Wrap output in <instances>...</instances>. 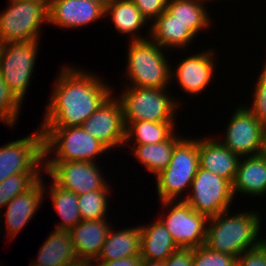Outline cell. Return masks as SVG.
<instances>
[{
	"label": "cell",
	"instance_id": "obj_3",
	"mask_svg": "<svg viewBox=\"0 0 266 266\" xmlns=\"http://www.w3.org/2000/svg\"><path fill=\"white\" fill-rule=\"evenodd\" d=\"M125 77L130 82L126 86L139 88H168L171 68L165 49L150 38L129 42ZM131 83V84H130ZM168 85V86H167Z\"/></svg>",
	"mask_w": 266,
	"mask_h": 266
},
{
	"label": "cell",
	"instance_id": "obj_17",
	"mask_svg": "<svg viewBox=\"0 0 266 266\" xmlns=\"http://www.w3.org/2000/svg\"><path fill=\"white\" fill-rule=\"evenodd\" d=\"M44 179L42 177L26 192L14 197L6 206L0 219L5 216L3 220L6 224V229L9 240L14 239L24 226L33 219L36 215L40 205L43 204L45 198L44 194ZM44 197V198H43Z\"/></svg>",
	"mask_w": 266,
	"mask_h": 266
},
{
	"label": "cell",
	"instance_id": "obj_13",
	"mask_svg": "<svg viewBox=\"0 0 266 266\" xmlns=\"http://www.w3.org/2000/svg\"><path fill=\"white\" fill-rule=\"evenodd\" d=\"M117 97L112 94L81 125L86 132L101 142L109 152L117 149V147H123L126 138L123 108Z\"/></svg>",
	"mask_w": 266,
	"mask_h": 266
},
{
	"label": "cell",
	"instance_id": "obj_22",
	"mask_svg": "<svg viewBox=\"0 0 266 266\" xmlns=\"http://www.w3.org/2000/svg\"><path fill=\"white\" fill-rule=\"evenodd\" d=\"M196 36L166 10L150 26V39L168 51L171 48H186Z\"/></svg>",
	"mask_w": 266,
	"mask_h": 266
},
{
	"label": "cell",
	"instance_id": "obj_12",
	"mask_svg": "<svg viewBox=\"0 0 266 266\" xmlns=\"http://www.w3.org/2000/svg\"><path fill=\"white\" fill-rule=\"evenodd\" d=\"M99 166L89 161L44 162V172L57 185L79 196L107 185Z\"/></svg>",
	"mask_w": 266,
	"mask_h": 266
},
{
	"label": "cell",
	"instance_id": "obj_9",
	"mask_svg": "<svg viewBox=\"0 0 266 266\" xmlns=\"http://www.w3.org/2000/svg\"><path fill=\"white\" fill-rule=\"evenodd\" d=\"M234 199L232 183L211 171L198 167L185 202L200 214L211 218L228 211Z\"/></svg>",
	"mask_w": 266,
	"mask_h": 266
},
{
	"label": "cell",
	"instance_id": "obj_15",
	"mask_svg": "<svg viewBox=\"0 0 266 266\" xmlns=\"http://www.w3.org/2000/svg\"><path fill=\"white\" fill-rule=\"evenodd\" d=\"M216 49L202 50L179 61L176 69L171 68V81L176 82L188 95H198L206 91L216 71ZM215 56V57H214ZM216 68V69H215ZM175 71V72H174ZM206 88V89H205Z\"/></svg>",
	"mask_w": 266,
	"mask_h": 266
},
{
	"label": "cell",
	"instance_id": "obj_6",
	"mask_svg": "<svg viewBox=\"0 0 266 266\" xmlns=\"http://www.w3.org/2000/svg\"><path fill=\"white\" fill-rule=\"evenodd\" d=\"M169 94L166 88L126 86L118 97L123 108L125 126L142 120L175 122L176 113L182 104Z\"/></svg>",
	"mask_w": 266,
	"mask_h": 266
},
{
	"label": "cell",
	"instance_id": "obj_28",
	"mask_svg": "<svg viewBox=\"0 0 266 266\" xmlns=\"http://www.w3.org/2000/svg\"><path fill=\"white\" fill-rule=\"evenodd\" d=\"M175 133V122H152L136 121L126 127V138L124 146L132 147L135 144H157L166 141ZM129 142V143H128Z\"/></svg>",
	"mask_w": 266,
	"mask_h": 266
},
{
	"label": "cell",
	"instance_id": "obj_11",
	"mask_svg": "<svg viewBox=\"0 0 266 266\" xmlns=\"http://www.w3.org/2000/svg\"><path fill=\"white\" fill-rule=\"evenodd\" d=\"M37 131L0 147V182L18 173L44 172V135Z\"/></svg>",
	"mask_w": 266,
	"mask_h": 266
},
{
	"label": "cell",
	"instance_id": "obj_1",
	"mask_svg": "<svg viewBox=\"0 0 266 266\" xmlns=\"http://www.w3.org/2000/svg\"><path fill=\"white\" fill-rule=\"evenodd\" d=\"M92 73L70 65L60 68L40 127L81 126L114 93Z\"/></svg>",
	"mask_w": 266,
	"mask_h": 266
},
{
	"label": "cell",
	"instance_id": "obj_40",
	"mask_svg": "<svg viewBox=\"0 0 266 266\" xmlns=\"http://www.w3.org/2000/svg\"><path fill=\"white\" fill-rule=\"evenodd\" d=\"M66 266H93V262L79 259L76 262L69 263Z\"/></svg>",
	"mask_w": 266,
	"mask_h": 266
},
{
	"label": "cell",
	"instance_id": "obj_27",
	"mask_svg": "<svg viewBox=\"0 0 266 266\" xmlns=\"http://www.w3.org/2000/svg\"><path fill=\"white\" fill-rule=\"evenodd\" d=\"M182 136L172 134L166 141L157 144H132L134 158L154 176L166 169L170 163L175 145L182 139Z\"/></svg>",
	"mask_w": 266,
	"mask_h": 266
},
{
	"label": "cell",
	"instance_id": "obj_41",
	"mask_svg": "<svg viewBox=\"0 0 266 266\" xmlns=\"http://www.w3.org/2000/svg\"><path fill=\"white\" fill-rule=\"evenodd\" d=\"M142 266H165V261L143 260Z\"/></svg>",
	"mask_w": 266,
	"mask_h": 266
},
{
	"label": "cell",
	"instance_id": "obj_24",
	"mask_svg": "<svg viewBox=\"0 0 266 266\" xmlns=\"http://www.w3.org/2000/svg\"><path fill=\"white\" fill-rule=\"evenodd\" d=\"M48 236L39 249L37 259H33V264L38 266H66L79 260L69 230L54 228Z\"/></svg>",
	"mask_w": 266,
	"mask_h": 266
},
{
	"label": "cell",
	"instance_id": "obj_21",
	"mask_svg": "<svg viewBox=\"0 0 266 266\" xmlns=\"http://www.w3.org/2000/svg\"><path fill=\"white\" fill-rule=\"evenodd\" d=\"M139 224L141 229L140 256L143 260L165 261L179 247L158 218L150 225Z\"/></svg>",
	"mask_w": 266,
	"mask_h": 266
},
{
	"label": "cell",
	"instance_id": "obj_30",
	"mask_svg": "<svg viewBox=\"0 0 266 266\" xmlns=\"http://www.w3.org/2000/svg\"><path fill=\"white\" fill-rule=\"evenodd\" d=\"M111 185L98 191L87 192L78 196V208L82 221L108 219L107 208ZM109 193V194H108Z\"/></svg>",
	"mask_w": 266,
	"mask_h": 266
},
{
	"label": "cell",
	"instance_id": "obj_42",
	"mask_svg": "<svg viewBox=\"0 0 266 266\" xmlns=\"http://www.w3.org/2000/svg\"><path fill=\"white\" fill-rule=\"evenodd\" d=\"M265 61H266V60H265ZM261 71H262V72L259 74L258 79H259L261 82H263V83L266 84V62H265V64L262 66Z\"/></svg>",
	"mask_w": 266,
	"mask_h": 266
},
{
	"label": "cell",
	"instance_id": "obj_4",
	"mask_svg": "<svg viewBox=\"0 0 266 266\" xmlns=\"http://www.w3.org/2000/svg\"><path fill=\"white\" fill-rule=\"evenodd\" d=\"M40 128L44 135V162L89 161L96 163L100 155L109 151L81 126ZM50 154L55 156L50 158Z\"/></svg>",
	"mask_w": 266,
	"mask_h": 266
},
{
	"label": "cell",
	"instance_id": "obj_35",
	"mask_svg": "<svg viewBox=\"0 0 266 266\" xmlns=\"http://www.w3.org/2000/svg\"><path fill=\"white\" fill-rule=\"evenodd\" d=\"M140 13L151 23L165 10L168 0H132Z\"/></svg>",
	"mask_w": 266,
	"mask_h": 266
},
{
	"label": "cell",
	"instance_id": "obj_36",
	"mask_svg": "<svg viewBox=\"0 0 266 266\" xmlns=\"http://www.w3.org/2000/svg\"><path fill=\"white\" fill-rule=\"evenodd\" d=\"M236 266H266V245L245 251L237 258Z\"/></svg>",
	"mask_w": 266,
	"mask_h": 266
},
{
	"label": "cell",
	"instance_id": "obj_16",
	"mask_svg": "<svg viewBox=\"0 0 266 266\" xmlns=\"http://www.w3.org/2000/svg\"><path fill=\"white\" fill-rule=\"evenodd\" d=\"M105 17V7L92 0H49L48 24L79 29Z\"/></svg>",
	"mask_w": 266,
	"mask_h": 266
},
{
	"label": "cell",
	"instance_id": "obj_39",
	"mask_svg": "<svg viewBox=\"0 0 266 266\" xmlns=\"http://www.w3.org/2000/svg\"><path fill=\"white\" fill-rule=\"evenodd\" d=\"M259 155L266 158V124L263 125Z\"/></svg>",
	"mask_w": 266,
	"mask_h": 266
},
{
	"label": "cell",
	"instance_id": "obj_18",
	"mask_svg": "<svg viewBox=\"0 0 266 266\" xmlns=\"http://www.w3.org/2000/svg\"><path fill=\"white\" fill-rule=\"evenodd\" d=\"M199 167L224 177L233 183L240 156L233 153L214 137L198 139Z\"/></svg>",
	"mask_w": 266,
	"mask_h": 266
},
{
	"label": "cell",
	"instance_id": "obj_23",
	"mask_svg": "<svg viewBox=\"0 0 266 266\" xmlns=\"http://www.w3.org/2000/svg\"><path fill=\"white\" fill-rule=\"evenodd\" d=\"M109 15L117 33L131 35L129 38L131 41L145 40L150 37V29L146 32L149 33L147 36H142L140 33V29H144L143 26L149 22L132 0H113L105 8V17Z\"/></svg>",
	"mask_w": 266,
	"mask_h": 266
},
{
	"label": "cell",
	"instance_id": "obj_37",
	"mask_svg": "<svg viewBox=\"0 0 266 266\" xmlns=\"http://www.w3.org/2000/svg\"><path fill=\"white\" fill-rule=\"evenodd\" d=\"M194 248H179L165 260V266H192Z\"/></svg>",
	"mask_w": 266,
	"mask_h": 266
},
{
	"label": "cell",
	"instance_id": "obj_43",
	"mask_svg": "<svg viewBox=\"0 0 266 266\" xmlns=\"http://www.w3.org/2000/svg\"><path fill=\"white\" fill-rule=\"evenodd\" d=\"M92 1H95L106 8L113 0H92Z\"/></svg>",
	"mask_w": 266,
	"mask_h": 266
},
{
	"label": "cell",
	"instance_id": "obj_44",
	"mask_svg": "<svg viewBox=\"0 0 266 266\" xmlns=\"http://www.w3.org/2000/svg\"><path fill=\"white\" fill-rule=\"evenodd\" d=\"M261 242H262L263 245H266V237L261 238Z\"/></svg>",
	"mask_w": 266,
	"mask_h": 266
},
{
	"label": "cell",
	"instance_id": "obj_31",
	"mask_svg": "<svg viewBox=\"0 0 266 266\" xmlns=\"http://www.w3.org/2000/svg\"><path fill=\"white\" fill-rule=\"evenodd\" d=\"M42 175L41 173H18L0 182V212L14 197L29 190Z\"/></svg>",
	"mask_w": 266,
	"mask_h": 266
},
{
	"label": "cell",
	"instance_id": "obj_7",
	"mask_svg": "<svg viewBox=\"0 0 266 266\" xmlns=\"http://www.w3.org/2000/svg\"><path fill=\"white\" fill-rule=\"evenodd\" d=\"M8 2V7L0 13V44L40 41L41 27L48 23V3L44 0Z\"/></svg>",
	"mask_w": 266,
	"mask_h": 266
},
{
	"label": "cell",
	"instance_id": "obj_5",
	"mask_svg": "<svg viewBox=\"0 0 266 266\" xmlns=\"http://www.w3.org/2000/svg\"><path fill=\"white\" fill-rule=\"evenodd\" d=\"M198 167V138L183 137L175 145L167 168L155 176L156 192L160 202L185 200L184 191L190 190ZM179 197L181 199H178Z\"/></svg>",
	"mask_w": 266,
	"mask_h": 266
},
{
	"label": "cell",
	"instance_id": "obj_34",
	"mask_svg": "<svg viewBox=\"0 0 266 266\" xmlns=\"http://www.w3.org/2000/svg\"><path fill=\"white\" fill-rule=\"evenodd\" d=\"M252 94L254 97L251 106L244 105L264 125L266 124V84L257 79Z\"/></svg>",
	"mask_w": 266,
	"mask_h": 266
},
{
	"label": "cell",
	"instance_id": "obj_29",
	"mask_svg": "<svg viewBox=\"0 0 266 266\" xmlns=\"http://www.w3.org/2000/svg\"><path fill=\"white\" fill-rule=\"evenodd\" d=\"M50 186L44 185V191H50V199L53 201L54 208L61 217L56 229L70 230L80 221L81 215L78 208V196L72 191L66 190L51 180Z\"/></svg>",
	"mask_w": 266,
	"mask_h": 266
},
{
	"label": "cell",
	"instance_id": "obj_19",
	"mask_svg": "<svg viewBox=\"0 0 266 266\" xmlns=\"http://www.w3.org/2000/svg\"><path fill=\"white\" fill-rule=\"evenodd\" d=\"M111 223L108 219L80 221L69 230L77 257L94 262L106 241Z\"/></svg>",
	"mask_w": 266,
	"mask_h": 266
},
{
	"label": "cell",
	"instance_id": "obj_38",
	"mask_svg": "<svg viewBox=\"0 0 266 266\" xmlns=\"http://www.w3.org/2000/svg\"><path fill=\"white\" fill-rule=\"evenodd\" d=\"M143 259L139 256L124 257L113 261H94L93 266H142Z\"/></svg>",
	"mask_w": 266,
	"mask_h": 266
},
{
	"label": "cell",
	"instance_id": "obj_14",
	"mask_svg": "<svg viewBox=\"0 0 266 266\" xmlns=\"http://www.w3.org/2000/svg\"><path fill=\"white\" fill-rule=\"evenodd\" d=\"M234 111L220 142L240 157L259 155L263 124L245 105Z\"/></svg>",
	"mask_w": 266,
	"mask_h": 266
},
{
	"label": "cell",
	"instance_id": "obj_2",
	"mask_svg": "<svg viewBox=\"0 0 266 266\" xmlns=\"http://www.w3.org/2000/svg\"><path fill=\"white\" fill-rule=\"evenodd\" d=\"M261 215L254 211L219 213L209 218L205 245L218 253L239 257L262 244Z\"/></svg>",
	"mask_w": 266,
	"mask_h": 266
},
{
	"label": "cell",
	"instance_id": "obj_10",
	"mask_svg": "<svg viewBox=\"0 0 266 266\" xmlns=\"http://www.w3.org/2000/svg\"><path fill=\"white\" fill-rule=\"evenodd\" d=\"M160 203L163 208H167V213L157 217L179 248H197L205 245L209 220L207 216L194 211L184 200Z\"/></svg>",
	"mask_w": 266,
	"mask_h": 266
},
{
	"label": "cell",
	"instance_id": "obj_25",
	"mask_svg": "<svg viewBox=\"0 0 266 266\" xmlns=\"http://www.w3.org/2000/svg\"><path fill=\"white\" fill-rule=\"evenodd\" d=\"M141 229L137 227L124 228L118 231L111 226L108 237L95 261H113L124 257L139 256Z\"/></svg>",
	"mask_w": 266,
	"mask_h": 266
},
{
	"label": "cell",
	"instance_id": "obj_26",
	"mask_svg": "<svg viewBox=\"0 0 266 266\" xmlns=\"http://www.w3.org/2000/svg\"><path fill=\"white\" fill-rule=\"evenodd\" d=\"M207 1L212 3V0H168L166 11L187 26L195 36H199L211 24L210 13L205 7Z\"/></svg>",
	"mask_w": 266,
	"mask_h": 266
},
{
	"label": "cell",
	"instance_id": "obj_20",
	"mask_svg": "<svg viewBox=\"0 0 266 266\" xmlns=\"http://www.w3.org/2000/svg\"><path fill=\"white\" fill-rule=\"evenodd\" d=\"M233 195L264 196L266 194V158L261 155L243 156L239 160Z\"/></svg>",
	"mask_w": 266,
	"mask_h": 266
},
{
	"label": "cell",
	"instance_id": "obj_32",
	"mask_svg": "<svg viewBox=\"0 0 266 266\" xmlns=\"http://www.w3.org/2000/svg\"><path fill=\"white\" fill-rule=\"evenodd\" d=\"M21 105L0 75V121L12 128L18 122Z\"/></svg>",
	"mask_w": 266,
	"mask_h": 266
},
{
	"label": "cell",
	"instance_id": "obj_8",
	"mask_svg": "<svg viewBox=\"0 0 266 266\" xmlns=\"http://www.w3.org/2000/svg\"><path fill=\"white\" fill-rule=\"evenodd\" d=\"M39 41L0 44V75L13 96L22 104L34 72Z\"/></svg>",
	"mask_w": 266,
	"mask_h": 266
},
{
	"label": "cell",
	"instance_id": "obj_33",
	"mask_svg": "<svg viewBox=\"0 0 266 266\" xmlns=\"http://www.w3.org/2000/svg\"><path fill=\"white\" fill-rule=\"evenodd\" d=\"M237 257L218 253L206 245L194 248L192 266H236Z\"/></svg>",
	"mask_w": 266,
	"mask_h": 266
},
{
	"label": "cell",
	"instance_id": "obj_45",
	"mask_svg": "<svg viewBox=\"0 0 266 266\" xmlns=\"http://www.w3.org/2000/svg\"><path fill=\"white\" fill-rule=\"evenodd\" d=\"M29 266H38V265H36V264H33V263H30V265Z\"/></svg>",
	"mask_w": 266,
	"mask_h": 266
}]
</instances>
